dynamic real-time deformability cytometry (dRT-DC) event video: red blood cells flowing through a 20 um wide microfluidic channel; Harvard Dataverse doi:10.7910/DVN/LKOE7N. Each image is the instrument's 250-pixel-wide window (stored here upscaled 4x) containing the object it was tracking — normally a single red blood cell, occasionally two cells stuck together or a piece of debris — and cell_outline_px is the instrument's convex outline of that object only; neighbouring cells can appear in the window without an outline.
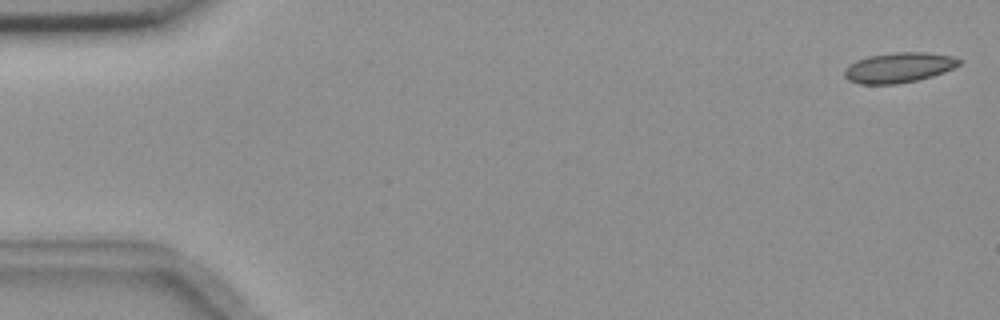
{"species": "common noctule bat (a hibernating species)", "species_latin": "Nyctalus noctula", "temperature_condition": "room temperature", "stored_images_in_passage": 5, "camera_frame_rate_fps": 3000, "um_per_image_px": 0.085, "animal": {"sex": "female", "body_mass_g": 18.4}, "frame": {"image": 1, "passage_image": 1, "time_ms": 0.0, "image_size_px": [1000, 320], "cell_outline_px": [[964, 60], [960, 64], [944, 72], [932, 76], [916, 80], [896, 84], [860, 84], [848, 80], [844, 76], [844, 68], [856, 60], [868, 56], [896, 52], [928, 52], [952, 56]], "centroid_in_image_um": [76.39, 5.74], "position_along_channel_um": 8.6, "area_um2": 20.23}}
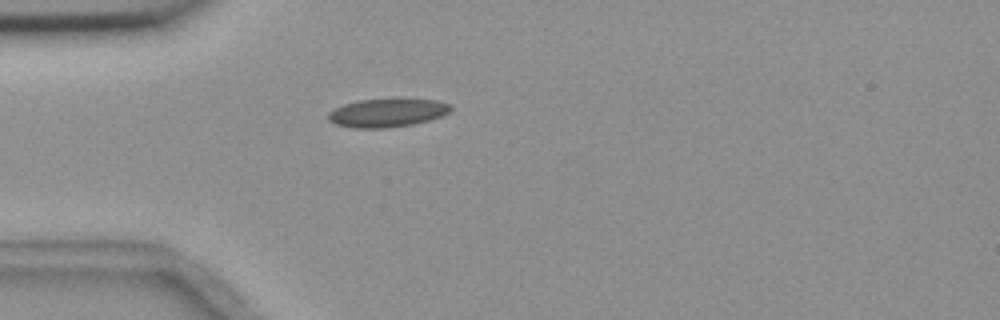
{"frame": {"image": 2, "passage_image": 5, "time_ms": 4.667, "image_size_px": [1000, 320], "cell_outline_px": [[452, 108], [448, 112], [440, 116], [428, 120], [412, 124], [388, 128], [352, 128], [336, 124], [328, 120], [328, 112], [344, 104], [356, 100], [436, 100], [448, 104]], "centroid_in_image_um": [32.85, 9.61], "position_along_channel_um": 52.1, "area_um2": 19.83}}